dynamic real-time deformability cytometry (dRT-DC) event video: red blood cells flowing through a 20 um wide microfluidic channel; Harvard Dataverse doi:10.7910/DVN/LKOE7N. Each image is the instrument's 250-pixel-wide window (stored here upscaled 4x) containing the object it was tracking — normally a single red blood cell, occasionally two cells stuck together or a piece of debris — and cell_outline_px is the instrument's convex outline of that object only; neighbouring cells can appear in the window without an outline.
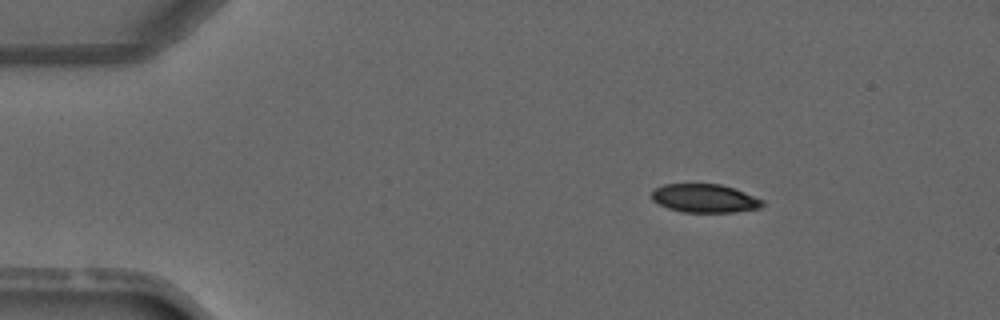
{"species": "common noctule bat (a hibernating species)", "species_latin": "Nyctalus noctula", "temperature_condition": "warm", "stored_images_in_passage": 3, "camera_frame_rate_fps": 3000, "um_per_image_px": 0.085, "animal": {"sex": "male", "forearm_length_mm": 52.5}, "frame": {"image": 1, "passage_image": 1, "time_ms": 0.0, "image_size_px": [1000, 320], "cell_outline_px": [[764, 204], [760, 208], [736, 212], [680, 212], [668, 208], [652, 200], [652, 192], [656, 188], [664, 184], [720, 184], [744, 192], [764, 200]], "centroid_in_image_um": [59.91, 16.86], "position_along_channel_um": 25.1, "area_um2": 18.32}}